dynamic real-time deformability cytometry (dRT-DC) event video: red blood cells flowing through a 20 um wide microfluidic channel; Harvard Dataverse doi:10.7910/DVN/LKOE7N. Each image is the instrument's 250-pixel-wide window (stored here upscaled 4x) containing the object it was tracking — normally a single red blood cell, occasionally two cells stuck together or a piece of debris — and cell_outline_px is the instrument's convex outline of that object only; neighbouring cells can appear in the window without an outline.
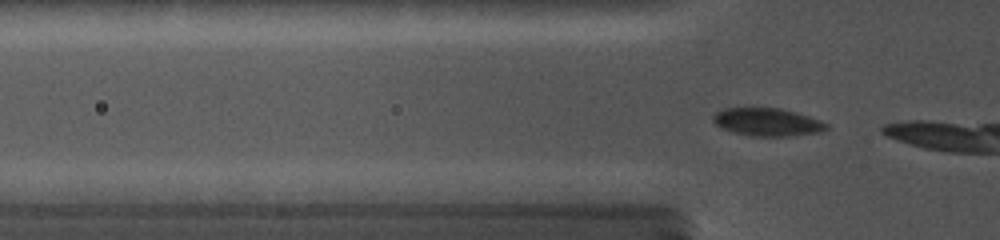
{"species": "common noctule bat (a hibernating species)", "species_latin": "Nyctalus noctula", "temperature_condition": "cold", "stored_images_in_passage": 9, "camera_frame_rate_fps": 5000, "um_per_image_px": 0.085, "animal": {"sex": "female", "body_mass_g": 19.0, "forearm_length_mm": 56.7}, "frame": {"image": 1, "passage_image": 2, "time_ms": 0.2, "image_size_px": [1000, 240], "cell_outline_px": [[828, 128], [820, 132], [792, 136], [752, 136], [736, 132], [724, 128], [716, 124], [712, 120], [712, 116], [716, 112], [724, 108], [780, 108], [796, 112], [820, 120], [828, 124]], "centroid_in_image_um": [65.24, 10.37], "position_along_channel_um": 60.6, "area_um2": 18.26}}